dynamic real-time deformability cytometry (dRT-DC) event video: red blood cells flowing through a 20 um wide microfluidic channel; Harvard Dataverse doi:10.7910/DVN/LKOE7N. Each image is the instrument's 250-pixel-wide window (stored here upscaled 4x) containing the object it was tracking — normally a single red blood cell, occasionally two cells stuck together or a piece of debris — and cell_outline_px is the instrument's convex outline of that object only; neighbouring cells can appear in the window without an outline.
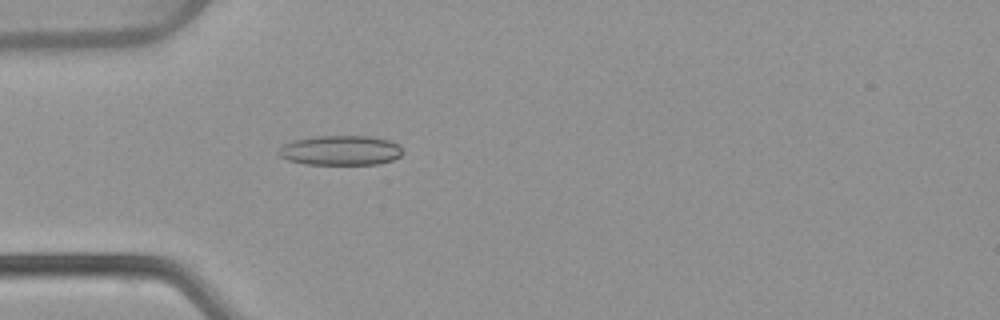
{"species": "common noctule bat (a hibernating species)", "species_latin": "Nyctalus noctula", "temperature_condition": "warm", "stored_images_in_passage": 53, "camera_frame_rate_fps": 3000, "um_per_image_px": 0.085, "animal": {"sex": "female", "body_mass_g": 22.7, "forearm_length_mm": 54.2}, "frame": {"image": 1, "passage_image": 16, "time_ms": 5.0, "image_size_px": [1000, 320], "cell_outline_px": [[404, 152], [400, 156], [392, 160], [380, 164], [304, 164], [288, 160], [280, 156], [276, 152], [284, 144], [292, 140], [316, 136], [368, 136], [388, 140], [400, 144]], "centroid_in_image_um": [28.96, 12.78], "position_along_channel_um": 56.0, "area_um2": 21.68}}
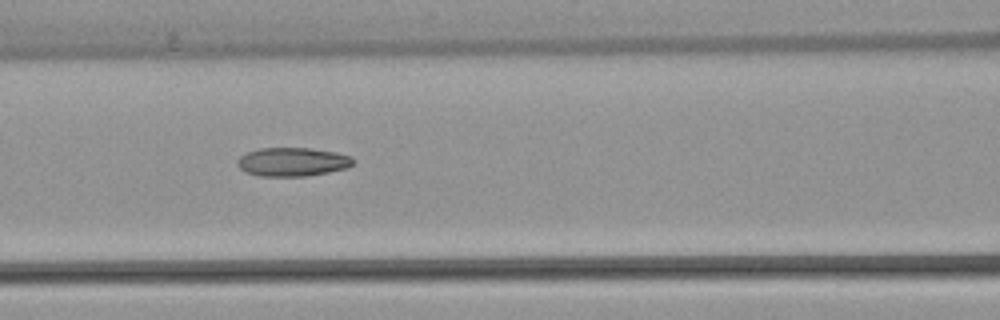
{"frame": {"image": 2, "passage_image": 23, "time_ms": 7.333, "image_size_px": [1000, 320], "cell_outline_px": [[356, 160], [348, 168], [308, 176], [260, 176], [244, 172], [236, 164], [236, 160], [240, 156], [248, 152], [260, 148], [312, 148], [336, 152], [352, 156]], "centroid_in_image_um": [24.87, 13.76], "position_along_channel_um": 141.7, "area_um2": 19.59}}
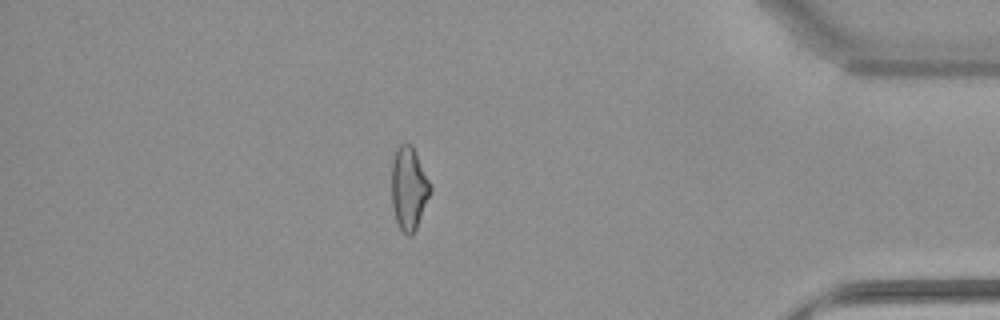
{"frame": {"image": 3, "passage_image": 46, "time_ms": 15.0, "image_size_px": [1000, 320], "cell_outline_px": [[432, 192], [416, 228], [412, 236], [408, 236], [400, 228], [396, 220], [392, 208], [392, 160], [396, 148], [400, 144], [412, 144], [432, 184]], "centroid_in_image_um": [34.77, 15.99], "position_along_channel_um": 400.4, "area_um2": 19.02}, "authors_computed_cell_mechanics": {"area_um2": 19.5942, "velocity_mm_per_s": 3.8864, "shape_relaxation_time_tau1_ms": null, "shape_relaxation_time_tau2_ms": 3.3203, "deformation_change_tau1": null, "deformation_change_tau2": 0.114}}